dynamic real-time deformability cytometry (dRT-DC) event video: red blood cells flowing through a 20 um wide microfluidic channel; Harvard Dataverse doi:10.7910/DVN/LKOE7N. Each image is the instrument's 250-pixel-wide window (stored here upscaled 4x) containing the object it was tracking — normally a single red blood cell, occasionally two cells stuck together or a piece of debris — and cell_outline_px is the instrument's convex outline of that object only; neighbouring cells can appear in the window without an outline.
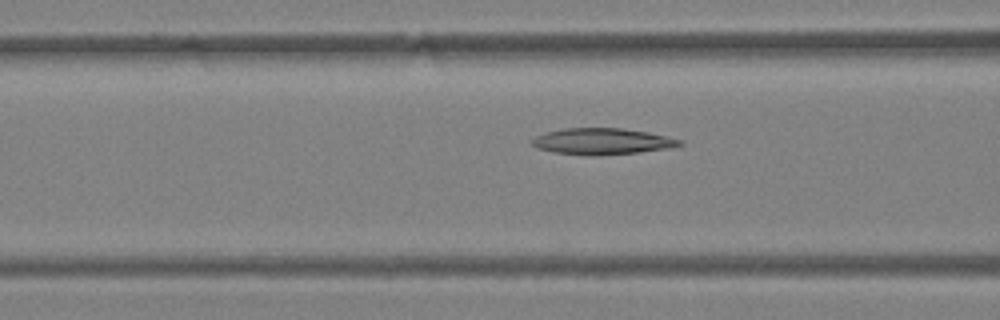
{"species": "Egyptian fruit bat (a non-hibernating species)", "species_latin": "Rousettus aegyptiacus", "temperature_condition": "warm", "stored_images_in_passage": 46, "camera_frame_rate_fps": 3000, "um_per_image_px": 0.085, "animal": {"sex": "female"}, "frame": {"image": 1, "passage_image": 19, "time_ms": 6.0, "image_size_px": [1000, 320], "cell_outline_px": [[684, 144], [672, 148], [640, 152], [556, 152], [536, 148], [532, 144], [532, 140], [536, 136], [544, 132], [564, 128], [620, 128], [648, 132], [668, 136], [684, 140]], "centroid_in_image_um": [51.27, 11.96], "position_along_channel_um": 115.3, "area_um2": 21.56}}
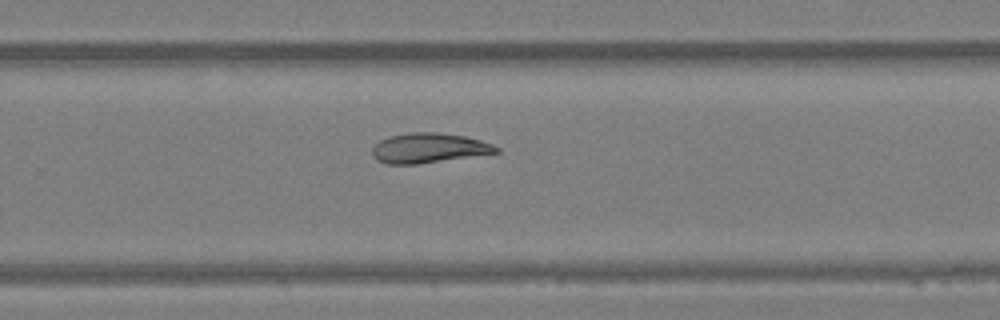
{"frame": {"image": 2, "passage_image": 31, "time_ms": 10.0, "image_size_px": [1000, 320], "cell_outline_px": [[500, 152], [416, 164], [388, 164], [376, 160], [372, 156], [372, 148], [380, 140], [388, 136], [408, 132], [440, 132], [464, 136], [480, 140], [492, 144], [500, 148]], "centroid_in_image_um": [36.42, 12.57], "position_along_channel_um": 293.4, "area_um2": 21.56}}
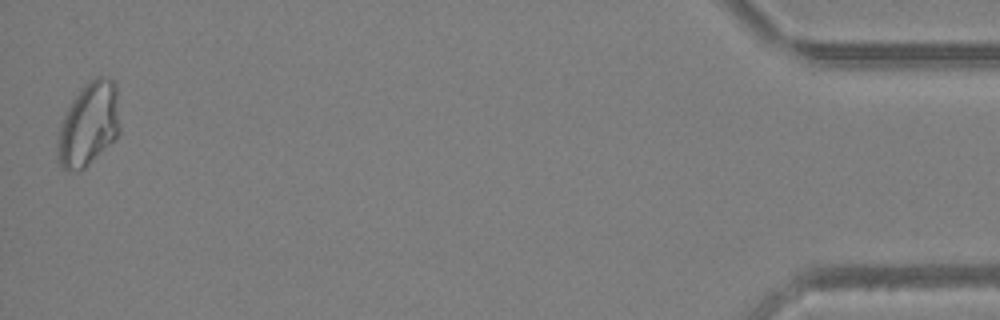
{"frame": {"image": 3, "passage_image": 46, "time_ms": 15.0, "image_size_px": [1000, 320], "cell_outline_px": [[120, 132], [80, 172], [68, 172], [60, 164], [60, 124], [68, 108], [80, 88], [88, 80], [96, 76], [108, 76], [116, 84], [120, 128]], "centroid_in_image_um": [7.58, 10.5], "position_along_channel_um": 427.6, "area_um2": 29.71}, "authors_computed_cell_mechanics": {"area_um2": 25.1719, "velocity_mm_per_s": 4.4582, "shape_relaxation_time_tau1_ms": null, "shape_relaxation_time_tau2_ms": 7.0865, "deformation_change_tau1": null, "deformation_change_tau2": 0.1191}}